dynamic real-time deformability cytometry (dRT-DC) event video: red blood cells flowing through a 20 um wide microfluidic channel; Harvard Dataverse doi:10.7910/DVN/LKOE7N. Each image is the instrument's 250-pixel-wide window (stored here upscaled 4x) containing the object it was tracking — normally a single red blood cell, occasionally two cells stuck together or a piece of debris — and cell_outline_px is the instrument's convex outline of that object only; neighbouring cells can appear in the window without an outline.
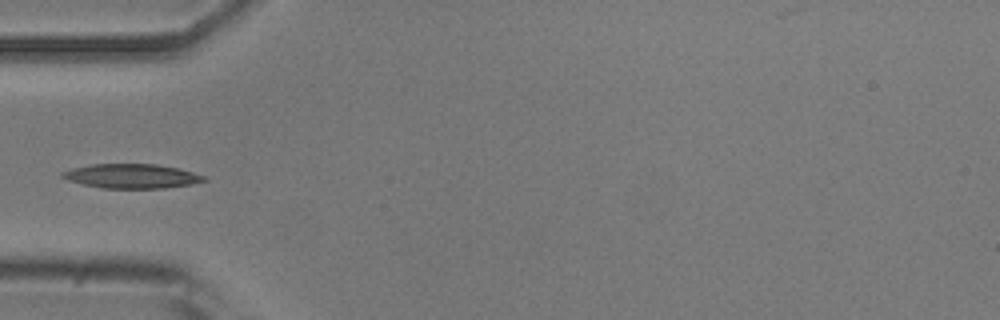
{"species": "common noctule bat (a hibernating species)", "species_latin": "Nyctalus noctula", "temperature_condition": "room temperature", "stored_images_in_passage": 21, "camera_frame_rate_fps": 3000, "um_per_image_px": 0.085, "animal": {"sex": "male", "body_mass_g": 20.5, "forearm_length_mm": 52.5}, "frame": {"image": 1, "passage_image": 1, "time_ms": 0.0, "image_size_px": [1000, 320], "cell_outline_px": [[208, 180], [192, 184], [164, 188], [104, 188], [84, 184], [68, 180], [60, 176], [60, 172], [72, 168], [92, 164], [156, 164], [180, 168], [204, 176]], "centroid_in_image_um": [11.2, 14.96], "position_along_channel_um": 73.8, "area_um2": 20.06}}
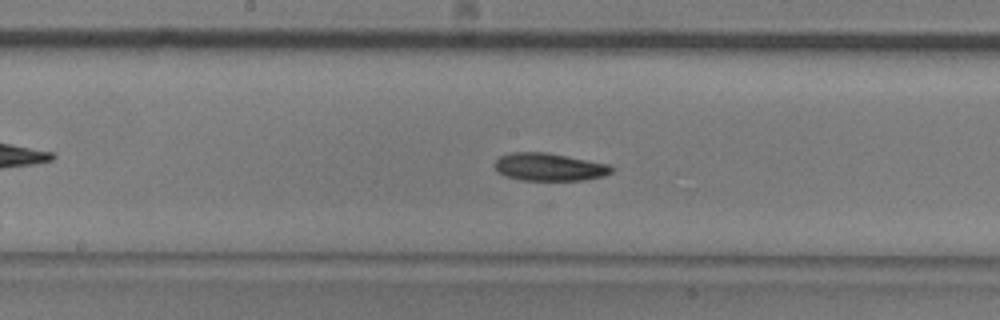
{"frame": {"image": 2, "passage_image": 11, "time_ms": 3.333, "image_size_px": [1000, 320], "cell_outline_px": [[616, 168], [612, 172], [604, 176], [584, 180], [520, 180], [496, 172], [492, 164], [500, 156], [512, 152], [548, 152], [608, 164]], "centroid_in_image_um": [46.68, 14.19], "position_along_channel_um": 201.5, "area_um2": 19.07}}
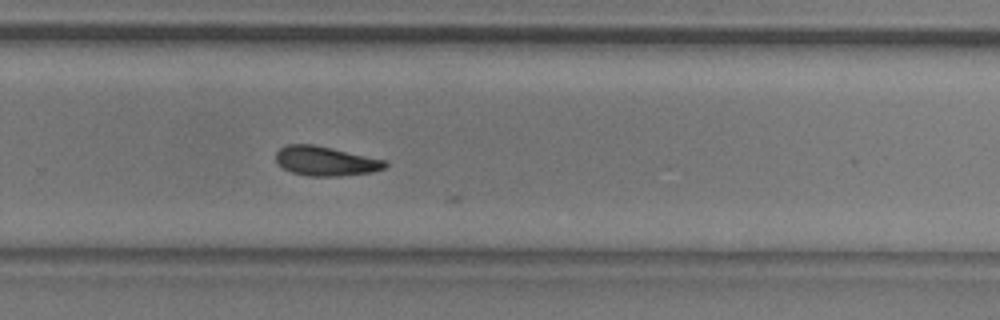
{"frame": {"image": 3, "passage_image": 19, "time_ms": 6.0, "image_size_px": [1000, 320], "cell_outline_px": [[388, 164], [384, 168], [372, 172], [340, 176], [308, 176], [292, 172], [284, 168], [276, 160], [276, 152], [280, 148], [288, 144], [312, 144], [332, 148], [388, 160]], "centroid_in_image_um": [27.71, 13.69], "position_along_channel_um": 302.1, "area_um2": 18.73}}